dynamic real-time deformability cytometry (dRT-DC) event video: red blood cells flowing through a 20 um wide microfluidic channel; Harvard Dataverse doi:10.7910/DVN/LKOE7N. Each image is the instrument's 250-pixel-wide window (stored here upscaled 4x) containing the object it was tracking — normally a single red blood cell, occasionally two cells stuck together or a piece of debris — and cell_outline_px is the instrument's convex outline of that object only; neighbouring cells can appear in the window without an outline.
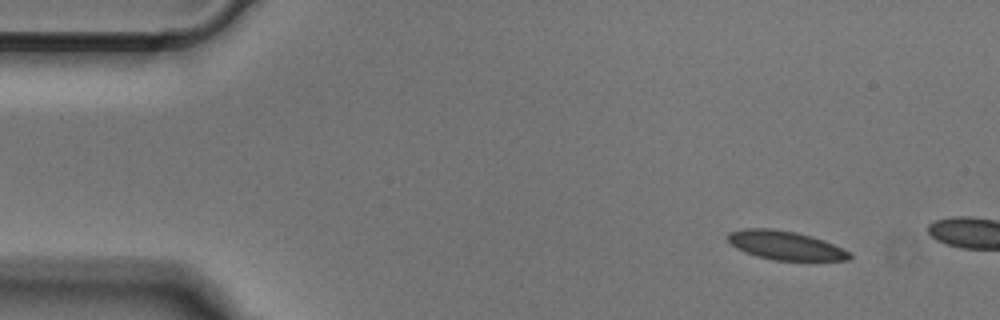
{"species": "Egyptian fruit bat (a non-hibernating species)", "species_latin": "Rousettus aegyptiacus", "temperature_condition": "cold", "stored_images_in_passage": 4, "camera_frame_rate_fps": 3000, "um_per_image_px": 0.085, "animal": {"sex": "male"}, "frame": {"image": 1, "passage_image": 1, "time_ms": 0.0, "image_size_px": [1000, 320], "cell_outline_px": [[852, 256], [848, 260], [772, 260], [756, 256], [744, 252], [736, 248], [728, 240], [728, 232], [744, 228], [772, 228], [796, 232], [812, 236], [824, 240], [848, 252]], "centroid_in_image_um": [66.7, 20.85], "position_along_channel_um": 18.3, "area_um2": 20.35}}